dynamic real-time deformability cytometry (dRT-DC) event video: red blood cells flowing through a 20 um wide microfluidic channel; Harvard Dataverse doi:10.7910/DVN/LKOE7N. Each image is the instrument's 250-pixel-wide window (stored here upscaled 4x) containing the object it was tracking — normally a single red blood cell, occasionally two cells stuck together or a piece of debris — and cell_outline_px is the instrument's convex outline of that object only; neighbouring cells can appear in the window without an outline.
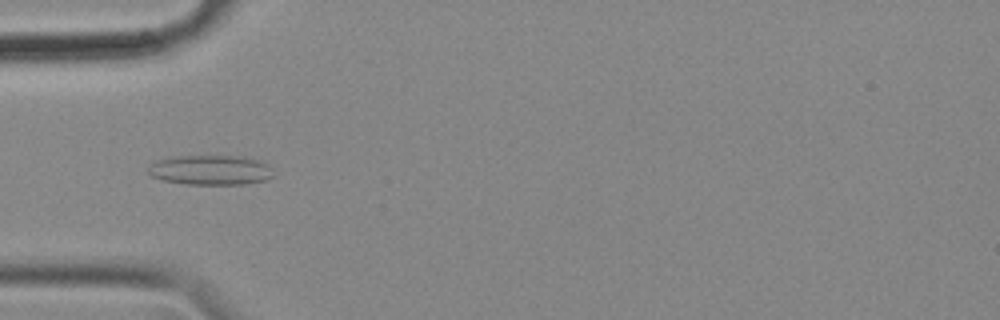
{"species": "common noctule bat (a hibernating species)", "species_latin": "Nyctalus noctula", "temperature_condition": "cold", "stored_images_in_passage": 5, "camera_frame_rate_fps": 3000, "um_per_image_px": 0.085, "animal": {"sex": "female", "body_mass_g": 18.4}, "frame": {"image": 1, "passage_image": 3, "time_ms": 0.667, "image_size_px": [1000, 320], "cell_outline_px": [[272, 176], [264, 180], [244, 184], [188, 184], [160, 180], [152, 176], [148, 172], [148, 168], [156, 160], [176, 156], [240, 156], [256, 160], [264, 164], [268, 168]], "centroid_in_image_um": [17.8, 14.45], "position_along_channel_um": 67.2, "area_um2": 21.33}}